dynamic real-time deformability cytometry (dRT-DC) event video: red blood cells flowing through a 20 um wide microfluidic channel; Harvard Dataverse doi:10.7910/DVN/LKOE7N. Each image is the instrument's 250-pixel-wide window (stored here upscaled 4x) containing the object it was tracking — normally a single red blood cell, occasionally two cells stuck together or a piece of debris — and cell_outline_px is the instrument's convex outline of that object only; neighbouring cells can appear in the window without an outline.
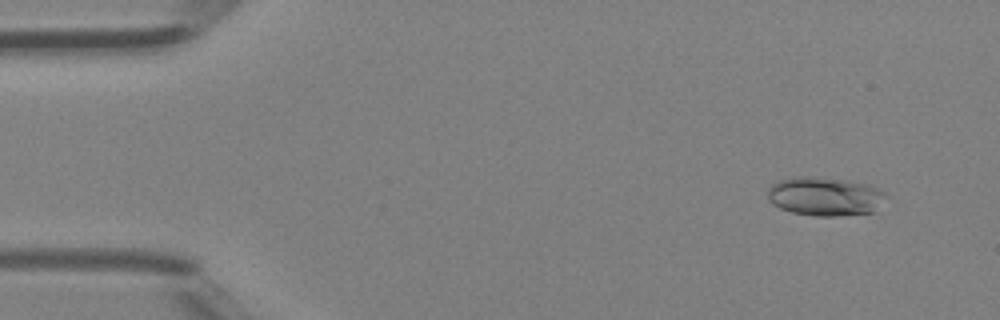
{"species": "Egyptian fruit bat (a non-hibernating species)", "species_latin": "Rousettus aegyptiacus", "temperature_condition": "room temperature", "stored_images_in_passage": 48, "camera_frame_rate_fps": 3000, "um_per_image_px": 0.085, "animal": {"sex": "female"}, "frame": {"image": 1, "passage_image": 4, "time_ms": 1.0, "image_size_px": [1000, 320], "cell_outline_px": [[888, 196], [876, 212], [836, 216], [816, 216], [792, 212], [780, 208], [772, 204], [768, 200], [768, 188], [776, 180], [792, 176], [804, 176], [848, 180], [868, 184], [884, 192]], "centroid_in_image_um": [70.12, 16.69], "position_along_channel_um": 14.9, "area_um2": 27.11}}
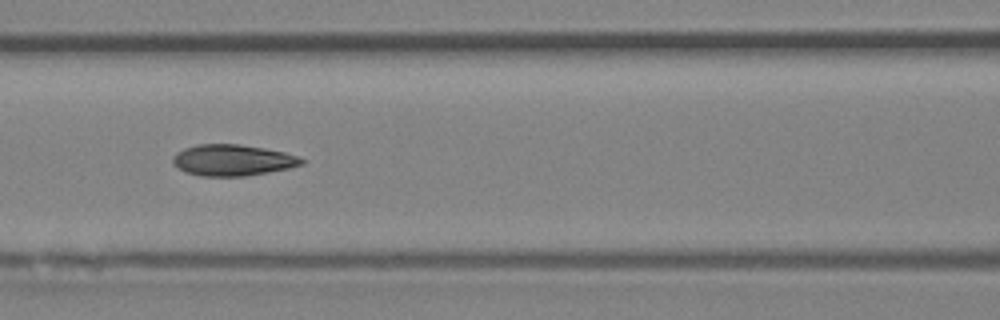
{"frame": {"image": 2, "passage_image": 21, "time_ms": 6.667, "image_size_px": [1000, 320], "cell_outline_px": [[304, 164], [288, 168], [244, 176], [200, 176], [184, 172], [172, 164], [172, 156], [176, 152], [184, 148], [196, 144], [240, 144], [264, 148], [284, 152], [296, 156], [304, 160]], "centroid_in_image_um": [19.7, 13.61], "position_along_channel_um": 146.9, "area_um2": 23.47}}
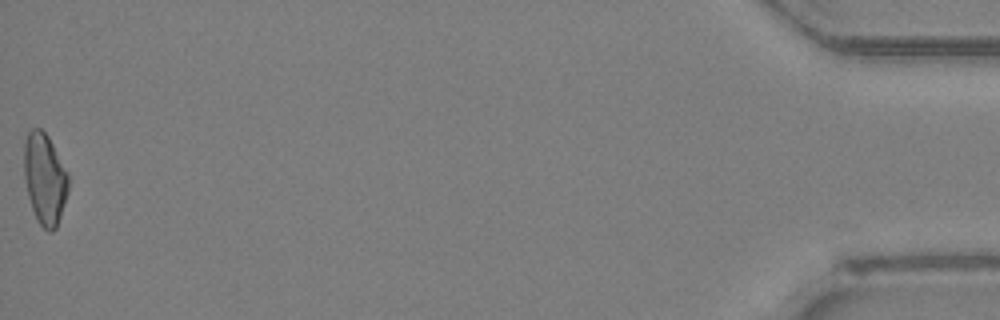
{"frame": {"image": 3, "passage_image": 48, "time_ms": 15.667, "image_size_px": [1000, 320], "cell_outline_px": [[68, 192], [56, 228], [52, 232], [48, 232], [36, 220], [28, 196], [24, 176], [24, 140], [28, 132], [32, 128], [40, 128], [48, 136], [68, 172]], "centroid_in_image_um": [3.8, 15.19], "position_along_channel_um": 431.4, "area_um2": 23.58}, "authors_computed_cell_mechanics": {"area_um2": 23.1489, "velocity_mm_per_s": 4.3154, "shape_relaxation_time_tau1_ms": 5.1688, "shape_relaxation_time_tau2_ms": 2.3798, "deformation_change_tau1": 0.165, "deformation_change_tau2": 0.0803}}